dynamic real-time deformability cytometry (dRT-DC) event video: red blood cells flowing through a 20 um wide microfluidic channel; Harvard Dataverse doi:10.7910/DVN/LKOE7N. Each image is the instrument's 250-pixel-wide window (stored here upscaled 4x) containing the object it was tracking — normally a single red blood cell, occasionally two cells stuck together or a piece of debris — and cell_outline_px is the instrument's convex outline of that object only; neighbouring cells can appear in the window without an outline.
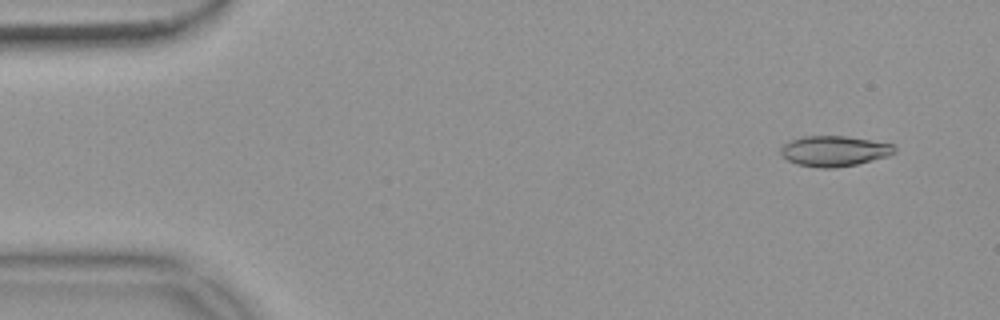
{"species": "common noctule bat (a hibernating species)", "species_latin": "Nyctalus noctula", "temperature_condition": "warm", "stored_images_in_passage": 54, "camera_frame_rate_fps": 3000, "um_per_image_px": 0.085, "animal": {"sex": "female", "body_mass_g": 18.4}, "frame": {"image": 1, "passage_image": 4, "time_ms": 1.0, "image_size_px": [1000, 320], "cell_outline_px": [[896, 152], [888, 156], [856, 164], [836, 168], [820, 168], [796, 164], [788, 160], [780, 152], [780, 148], [784, 144], [792, 140], [804, 136], [848, 136], [892, 144], [896, 148]], "centroid_in_image_um": [70.92, 12.84], "position_along_channel_um": 14.1, "area_um2": 20.11}}
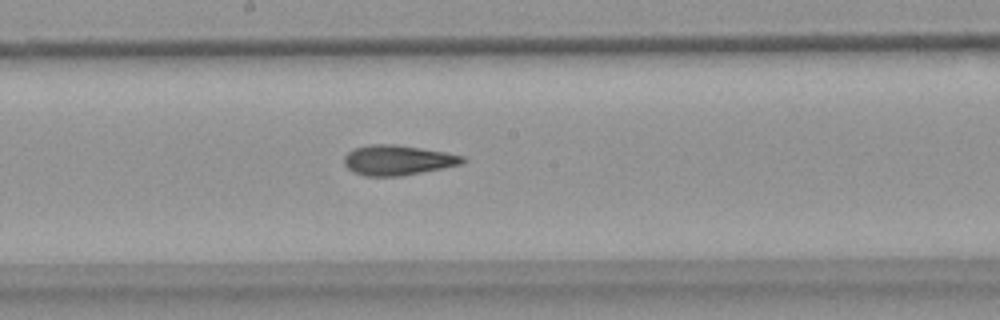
{"frame": {"image": 2, "passage_image": 29, "time_ms": 9.333, "image_size_px": [1000, 320], "cell_outline_px": [[468, 160], [464, 164], [400, 176], [364, 176], [352, 172], [344, 164], [344, 156], [352, 148], [372, 144], [396, 144], [444, 152], [464, 156]], "centroid_in_image_um": [33.8, 13.61], "position_along_channel_um": 214.4, "area_um2": 20.87}}
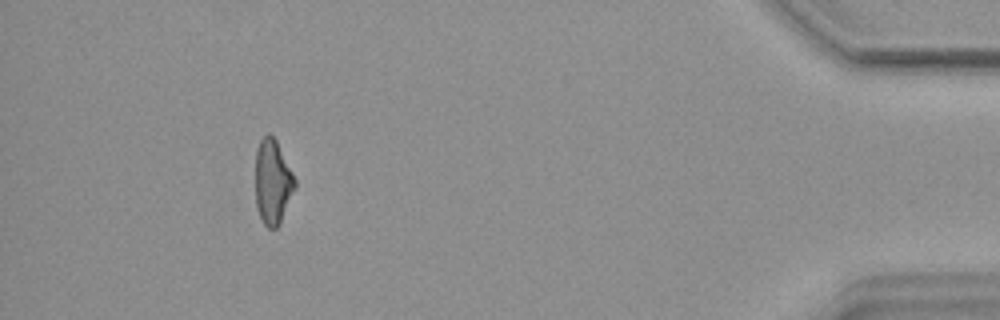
{"frame": {"image": 3, "passage_image": 50, "time_ms": 16.333, "image_size_px": [1000, 320], "cell_outline_px": [[296, 188], [280, 224], [276, 228], [268, 228], [264, 224], [260, 216], [256, 204], [256, 148], [260, 140], [268, 132], [276, 140], [296, 180]], "centroid_in_image_um": [23.19, 15.47], "position_along_channel_um": 412.0, "area_um2": 19.48}, "authors_computed_cell_mechanics": {"area_um2": 20.4034, "velocity_mm_per_s": 3.7087, "shape_relaxation_time_tau1_ms": null, "shape_relaxation_time_tau2_ms": 3.1662, "deformation_change_tau1": null, "deformation_change_tau2": 0.1283}}